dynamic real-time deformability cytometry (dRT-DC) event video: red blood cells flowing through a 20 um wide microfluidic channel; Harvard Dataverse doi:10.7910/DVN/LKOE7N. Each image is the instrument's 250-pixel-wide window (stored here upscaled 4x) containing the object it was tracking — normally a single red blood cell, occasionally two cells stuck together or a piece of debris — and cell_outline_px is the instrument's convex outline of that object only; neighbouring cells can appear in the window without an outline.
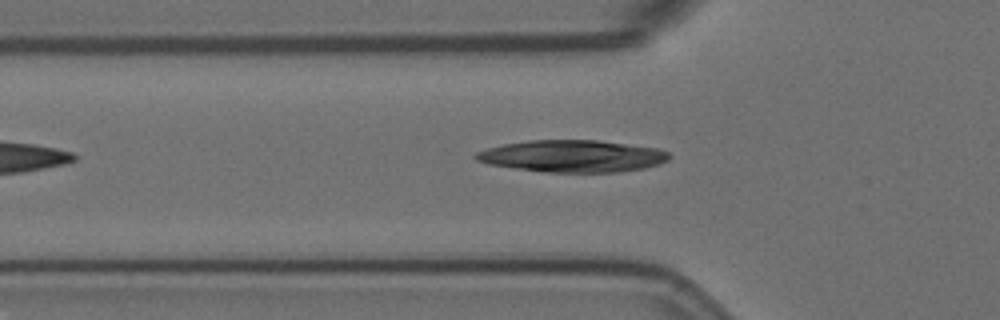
{"species": "Egyptian fruit bat (a non-hibernating species)", "species_latin": "Rousettus aegyptiacus", "temperature_condition": "room temperature", "stored_images_in_passage": 24, "camera_frame_rate_fps": 3000, "um_per_image_px": 0.085, "animal": {"sex": "female"}, "frame": {"image": 1, "passage_image": 2, "time_ms": 0.333, "image_size_px": [1000, 320], "cell_outline_px": [[672, 156], [668, 160], [660, 164], [644, 168], [620, 172], [544, 172], [488, 164], [476, 160], [472, 156], [476, 152], [488, 148], [504, 144], [528, 140], [596, 140], [656, 148], [668, 152]], "centroid_in_image_um": [48.66, 13.27], "position_along_channel_um": 77.1, "area_um2": 36.01}}
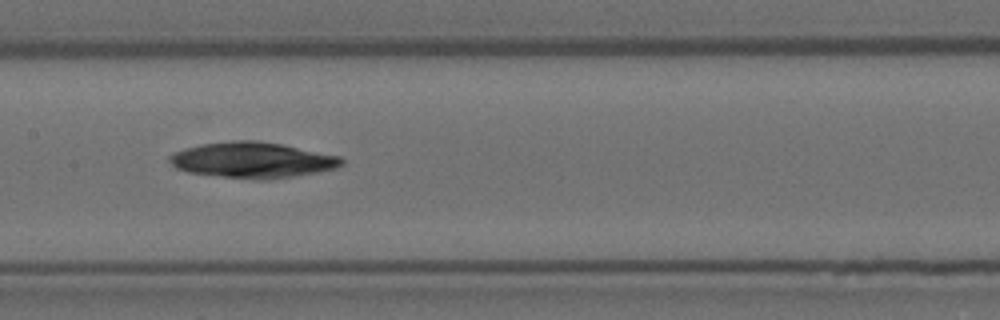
{"frame": {"image": 2, "passage_image": 11, "time_ms": 3.333, "image_size_px": [1000, 320], "cell_outline_px": [[344, 164], [336, 168], [316, 172], [268, 180], [256, 180], [220, 176], [188, 172], [176, 168], [172, 164], [172, 156], [176, 152], [184, 148], [200, 144], [236, 140], [256, 140], [280, 144], [340, 156], [344, 160]], "centroid_in_image_um": [21.49, 13.61], "position_along_channel_um": 185.9, "area_um2": 35.49}}
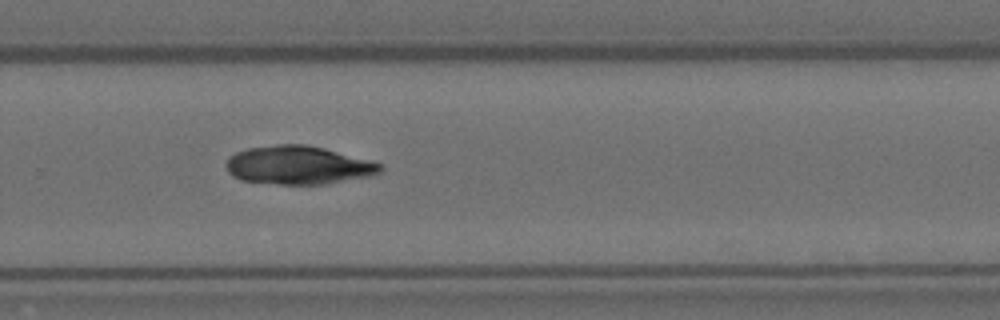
{"frame": {"image": 3, "passage_image": 21, "time_ms": 6.667, "image_size_px": [1000, 320], "cell_outline_px": [[384, 168], [380, 172], [372, 176], [328, 184], [280, 184], [240, 180], [232, 176], [228, 172], [228, 160], [236, 152], [248, 148], [280, 144], [304, 144], [324, 148], [368, 160], [380, 164]], "centroid_in_image_um": [25.39, 14.05], "position_along_channel_um": 304.4, "area_um2": 34.28}}